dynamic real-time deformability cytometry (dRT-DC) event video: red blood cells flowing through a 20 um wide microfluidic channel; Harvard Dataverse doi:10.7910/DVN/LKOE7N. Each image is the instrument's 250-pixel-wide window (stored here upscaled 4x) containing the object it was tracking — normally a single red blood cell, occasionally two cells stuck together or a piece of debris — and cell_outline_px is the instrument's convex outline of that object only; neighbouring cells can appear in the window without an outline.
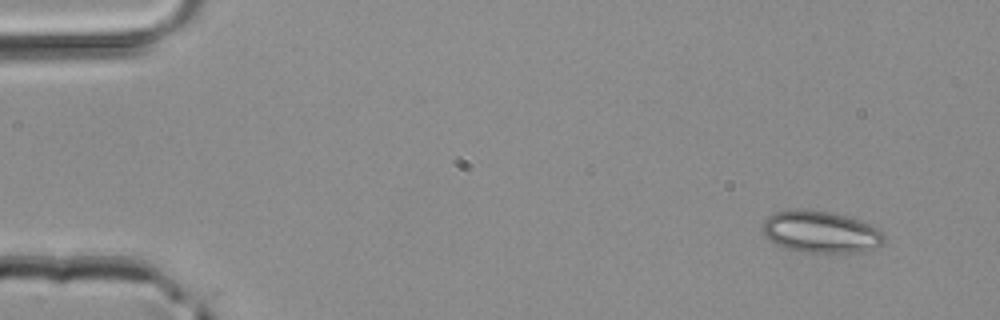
{"species": "common noctule bat (a hibernating species)", "species_latin": "Nyctalus noctula", "temperature_condition": "room temperature", "stored_images_in_passage": 3, "camera_frame_rate_fps": 3000, "um_per_image_px": 0.085, "animal": {"sex": "male", "body_mass_g": 20.4}, "frame": {"image": 1, "passage_image": 1, "time_ms": 0.0, "image_size_px": [1000, 320], "cell_outline_px": [[884, 240], [880, 244], [860, 252], [832, 256], [800, 252], [784, 248], [776, 244], [764, 236], [760, 228], [764, 220], [768, 216], [776, 212], [800, 208], [832, 212], [880, 228], [884, 232]], "centroid_in_image_um": [69.72, 19.76], "position_along_channel_um": 15.3, "area_um2": 30.52}}